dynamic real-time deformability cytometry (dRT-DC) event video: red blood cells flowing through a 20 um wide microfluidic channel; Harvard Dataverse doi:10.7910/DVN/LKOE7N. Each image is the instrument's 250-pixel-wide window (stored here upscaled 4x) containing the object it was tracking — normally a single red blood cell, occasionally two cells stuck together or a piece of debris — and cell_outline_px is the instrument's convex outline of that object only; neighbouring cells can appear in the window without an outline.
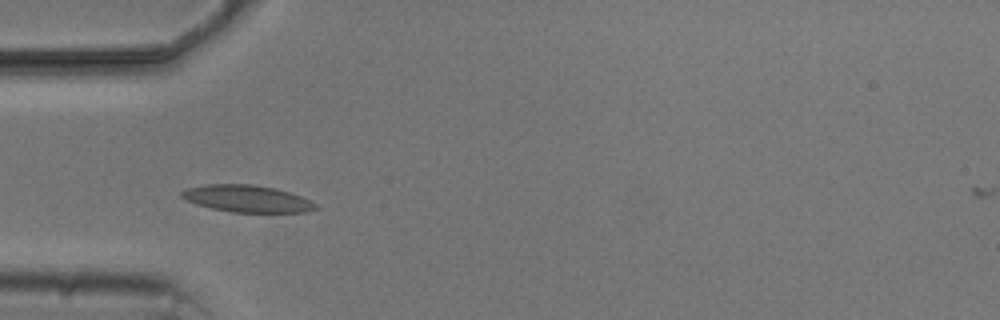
{"species": "common noctule bat (a hibernating species)", "species_latin": "Nyctalus noctula", "temperature_condition": "cold", "stored_images_in_passage": 4, "camera_frame_rate_fps": 3000, "um_per_image_px": 0.085, "animal": {"sex": "male", "body_mass_g": 20.5, "forearm_length_mm": 52.5}, "frame": {"image": 1, "passage_image": 3, "time_ms": 3.333, "image_size_px": [1000, 320], "cell_outline_px": [[320, 208], [308, 212], [232, 212], [212, 208], [196, 204], [180, 196], [180, 192], [188, 188], [208, 184], [248, 184], [272, 188], [288, 192], [300, 196], [316, 204]], "centroid_in_image_um": [21.0, 16.89], "position_along_channel_um": 64.0, "area_um2": 20.75}}
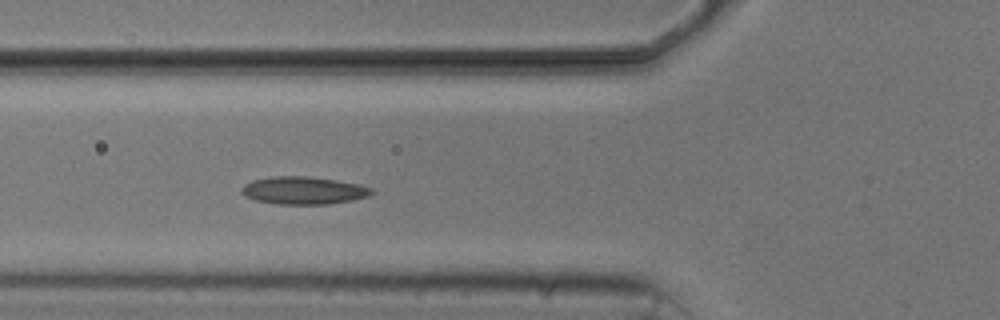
{"frame": {"image": 2, "passage_image": 4, "time_ms": 4.333, "image_size_px": [1000, 320], "cell_outline_px": [[376, 192], [368, 196], [352, 200], [328, 204], [276, 204], [256, 200], [244, 196], [240, 192], [240, 188], [244, 184], [252, 180], [272, 176], [304, 176], [336, 180], [360, 184], [372, 188]], "centroid_in_image_um": [25.79, 16.19], "position_along_channel_um": 100.0, "area_um2": 21.1}}